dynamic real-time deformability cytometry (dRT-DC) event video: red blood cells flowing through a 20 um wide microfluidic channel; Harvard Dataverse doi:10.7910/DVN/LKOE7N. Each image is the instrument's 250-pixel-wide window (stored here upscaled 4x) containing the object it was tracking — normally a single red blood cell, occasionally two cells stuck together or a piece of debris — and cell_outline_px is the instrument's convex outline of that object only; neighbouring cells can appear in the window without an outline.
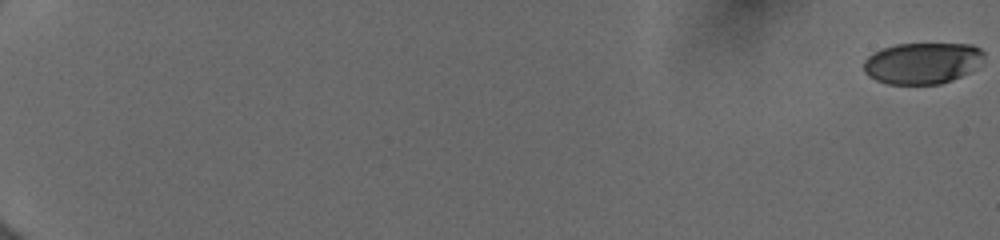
{"species": "human", "species_latin": "Homo sapiens", "temperature_condition": "cold", "stored_images_in_passage": 56, "camera_frame_rate_fps": 3000, "um_per_image_px": 0.085, "donor": {"sex": "female"}, "frame": {"image": 1, "passage_image": 1, "time_ms": 0.0, "image_size_px": [1000, 240], "cell_outline_px": [[984, 56], [972, 72], [952, 80], [940, 84], [888, 84], [876, 80], [868, 76], [864, 72], [864, 60], [872, 52], [896, 44], [972, 44], [980, 48], [984, 52]], "centroid_in_image_um": [78.4, 5.37], "position_along_channel_um": 6.6, "area_um2": 29.13}}
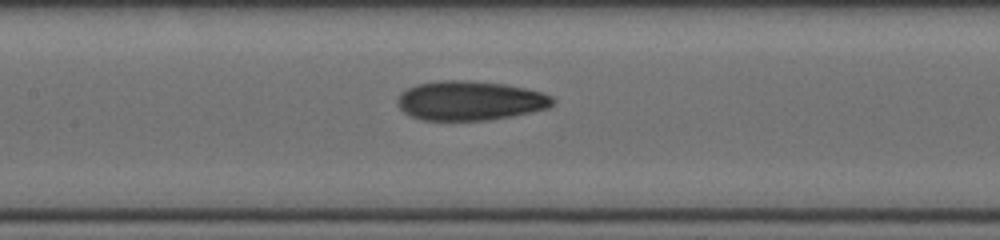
{"frame": {"image": 2, "passage_image": 31, "time_ms": 10.0, "image_size_px": [1000, 240], "cell_outline_px": [[556, 100], [548, 108], [512, 116], [488, 120], [420, 120], [404, 112], [396, 104], [396, 100], [400, 92], [416, 84], [440, 80], [468, 80], [504, 84], [544, 92], [552, 96]], "centroid_in_image_um": [39.93, 8.55], "position_along_channel_um": 167.5, "area_um2": 35.84}}
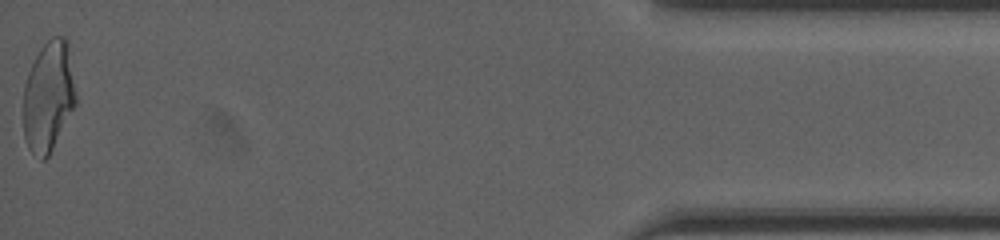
{"frame": {"image": 3, "passage_image": 56, "time_ms": 18.333, "image_size_px": [1000, 240], "cell_outline_px": [[76, 104], [48, 156], [44, 160], [40, 160], [28, 148], [24, 136], [24, 84], [28, 72], [40, 48], [52, 36], [64, 36], [68, 40], [76, 96]], "centroid_in_image_um": [4.12, 8.18], "position_along_channel_um": 431.1, "area_um2": 33.7}, "authors_computed_cell_mechanics": {"area_um2": 33.7263, "velocity_mm_per_s": 4.013, "shape_relaxation_time_tau1_ms": 5.1902, "shape_relaxation_time_tau2_ms": 1.7435, "deformation_change_tau1": 0.1858, "deformation_change_tau2": 0.079}}